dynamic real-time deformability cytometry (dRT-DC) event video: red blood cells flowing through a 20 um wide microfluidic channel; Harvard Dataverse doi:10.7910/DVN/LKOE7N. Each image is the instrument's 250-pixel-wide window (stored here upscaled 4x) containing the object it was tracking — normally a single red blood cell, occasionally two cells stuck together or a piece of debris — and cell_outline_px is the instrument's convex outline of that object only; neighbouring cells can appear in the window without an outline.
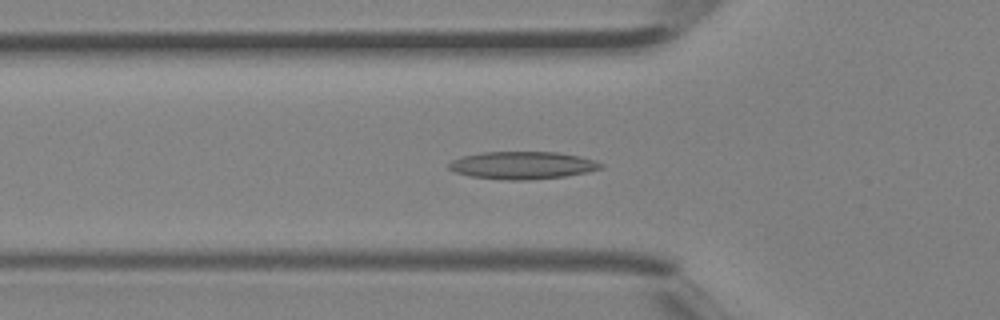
{"species": "Egyptian fruit bat (a non-hibernating species)", "species_latin": "Rousettus aegyptiacus", "temperature_condition": "room temperature", "stored_images_in_passage": 40, "camera_frame_rate_fps": 3000, "um_per_image_px": 0.085, "animal": {"sex": "female"}, "frame": {"image": 1, "passage_image": 14, "time_ms": 4.333, "image_size_px": [1000, 320], "cell_outline_px": [[604, 168], [564, 176], [524, 180], [508, 180], [472, 176], [456, 172], [448, 168], [448, 164], [452, 160], [464, 156], [484, 152], [556, 152], [580, 156], [604, 164]], "centroid_in_image_um": [44.41, 14.04], "position_along_channel_um": 81.4, "area_um2": 24.04}}
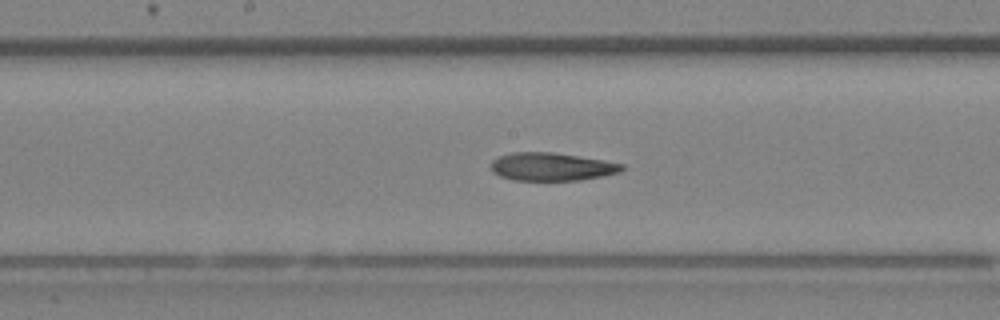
{"frame": {"image": 2, "passage_image": 21, "time_ms": 6.667, "image_size_px": [1000, 320], "cell_outline_px": [[624, 168], [620, 172], [580, 180], [512, 180], [500, 176], [492, 172], [488, 168], [492, 160], [500, 156], [512, 152], [552, 152], [580, 156], [604, 160], [624, 164]], "centroid_in_image_um": [46.84, 14.16], "position_along_channel_um": 201.4, "area_um2": 21.5}}
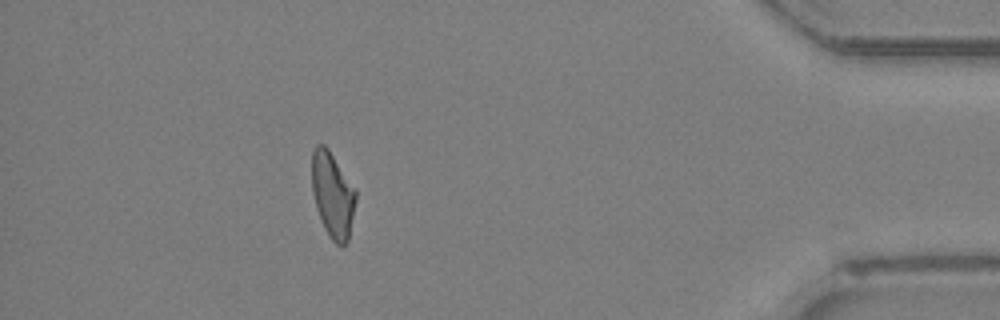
{"frame": {"image": 3, "passage_image": 36, "time_ms": 11.667, "image_size_px": [1000, 320], "cell_outline_px": [[356, 200], [348, 240], [340, 248], [328, 236], [324, 228], [316, 208], [312, 192], [312, 148], [316, 144], [324, 144], [328, 148], [356, 188]], "centroid_in_image_um": [28.27, 16.55], "position_along_channel_um": 406.9, "area_um2": 22.14}}